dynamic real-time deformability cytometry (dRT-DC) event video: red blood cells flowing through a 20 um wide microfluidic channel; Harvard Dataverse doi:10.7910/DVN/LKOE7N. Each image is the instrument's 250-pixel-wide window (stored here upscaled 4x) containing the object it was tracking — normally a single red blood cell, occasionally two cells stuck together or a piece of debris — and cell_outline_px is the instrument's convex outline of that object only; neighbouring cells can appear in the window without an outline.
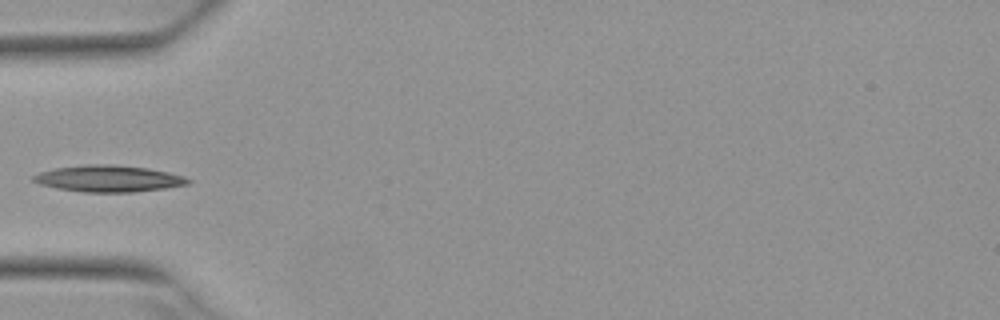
{"species": "Egyptian fruit bat (a non-hibernating species)", "species_latin": "Rousettus aegyptiacus", "temperature_condition": "warm", "stored_images_in_passage": 5, "camera_frame_rate_fps": 3000, "um_per_image_px": 0.085, "animal": {"sex": "female"}, "frame": {"image": 1, "passage_image": 5, "time_ms": 1.333, "image_size_px": [1000, 320], "cell_outline_px": [[192, 180], [188, 184], [164, 188], [132, 192], [84, 192], [56, 188], [40, 184], [32, 180], [32, 176], [40, 172], [56, 168], [84, 164], [112, 164], [148, 168], [168, 172], [184, 176]], "centroid_in_image_um": [9.22, 15.17], "position_along_channel_um": 75.8, "area_um2": 23.87}}